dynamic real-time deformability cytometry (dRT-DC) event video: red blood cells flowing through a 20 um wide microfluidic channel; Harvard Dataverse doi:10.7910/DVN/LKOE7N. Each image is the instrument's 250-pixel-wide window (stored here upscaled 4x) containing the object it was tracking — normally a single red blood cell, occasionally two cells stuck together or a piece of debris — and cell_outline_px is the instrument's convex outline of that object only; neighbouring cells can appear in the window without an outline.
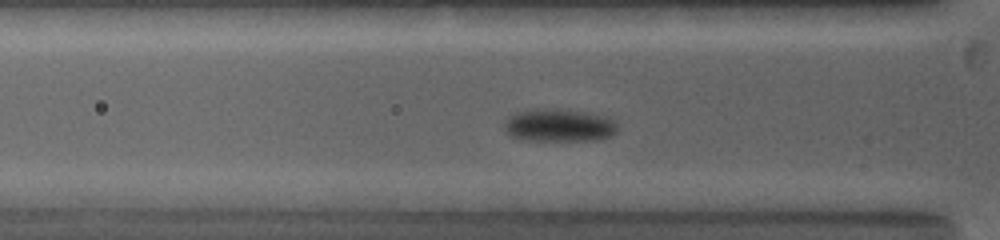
{"species": "common noctule bat (a hibernating species)", "species_latin": "Nyctalus noctula", "temperature_condition": "warm", "stored_images_in_passage": 35, "camera_frame_rate_fps": 5000, "um_per_image_px": 0.085, "animal": {"sex": "female", "body_mass_g": 19.0, "forearm_length_mm": 53.3}, "frame": {"image": 1, "passage_image": 5, "time_ms": 3.0, "image_size_px": [1000, 240], "cell_outline_px": [[616, 132], [608, 136], [596, 140], [524, 140], [508, 136], [504, 128], [504, 124], [516, 112], [532, 108], [560, 108], [588, 112], [604, 116], [612, 120], [616, 124]], "centroid_in_image_um": [47.47, 10.63], "position_along_channel_um": 78.3, "area_um2": 21.73}}
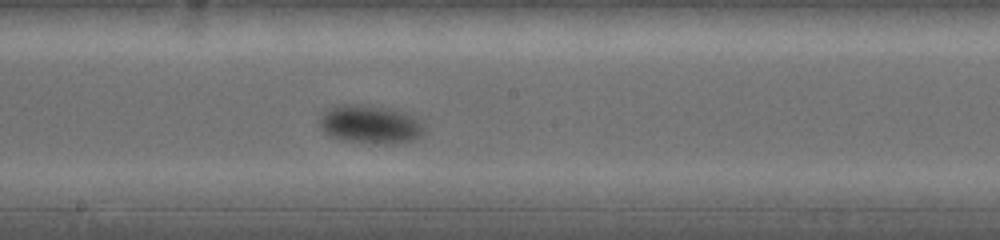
{"frame": {"image": 2, "passage_image": 15, "time_ms": 6.6, "image_size_px": [1000, 240], "cell_outline_px": [[424, 132], [420, 136], [412, 140], [388, 144], [340, 140], [324, 132], [320, 128], [320, 116], [328, 108], [336, 104], [368, 104], [388, 108], [404, 112], [420, 120], [424, 128]], "centroid_in_image_um": [31.44, 10.55], "position_along_channel_um": 216.8, "area_um2": 23.52}}
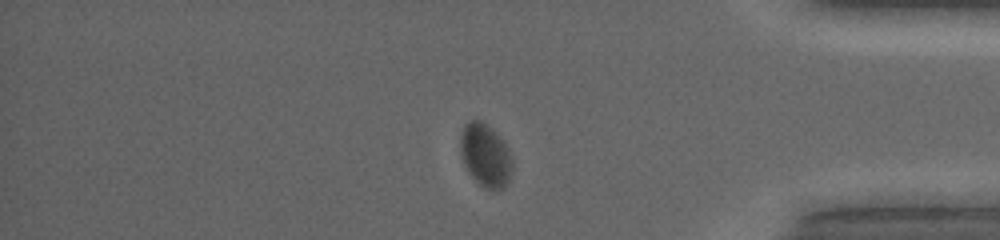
{"frame": {"image": 3, "passage_image": 30, "time_ms": 11.8, "image_size_px": [1000, 240], "cell_outline_px": [[512, 172], [508, 180], [500, 188], [484, 188], [468, 172], [464, 164], [460, 152], [460, 136], [464, 124], [468, 120], [480, 120], [492, 128], [504, 140], [512, 156]], "centroid_in_image_um": [41.25, 13.14], "position_along_channel_um": 393.9, "area_um2": 19.07}, "authors_computed_cell_mechanics": {"area_um2": 20.7502, "velocity_mm_per_s": 3.85, "shape_relaxation_time_tau1_ms": 10.026, "shape_relaxation_time_tau2_ms": null, "deformation_change_tau1": 0.3086, "deformation_change_tau2": null}}